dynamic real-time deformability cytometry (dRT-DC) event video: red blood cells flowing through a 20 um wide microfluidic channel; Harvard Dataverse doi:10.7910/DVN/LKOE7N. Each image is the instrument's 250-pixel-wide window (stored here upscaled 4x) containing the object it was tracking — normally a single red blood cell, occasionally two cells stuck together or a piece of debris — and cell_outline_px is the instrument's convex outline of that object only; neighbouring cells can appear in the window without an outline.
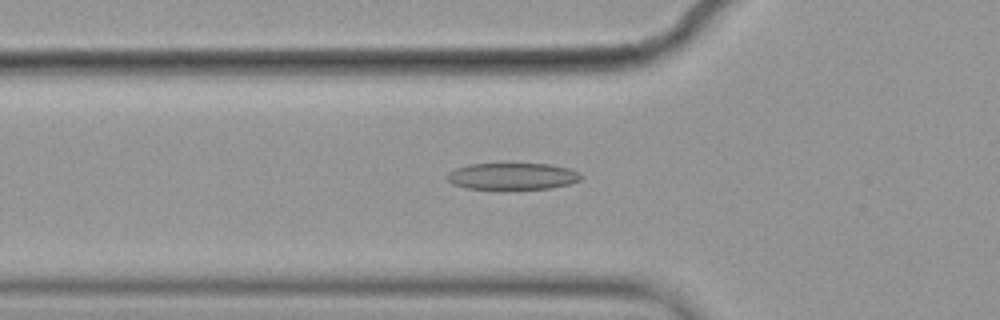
{"species": "common noctule bat (a hibernating species)", "species_latin": "Nyctalus noctula", "temperature_condition": "cold", "stored_images_in_passage": 50, "camera_frame_rate_fps": 3000, "um_per_image_px": 0.085, "animal": {"sex": "female", "body_mass_g": 19.9}, "frame": {"image": 1, "passage_image": 12, "time_ms": 3.667, "image_size_px": [1000, 320], "cell_outline_px": [[580, 180], [572, 184], [552, 188], [508, 192], [500, 192], [468, 188], [452, 184], [444, 176], [448, 172], [456, 168], [468, 164], [508, 160], [552, 164], [572, 168], [580, 172]], "centroid_in_image_um": [43.55, 14.97], "position_along_channel_um": 82.3, "area_um2": 23.35}}
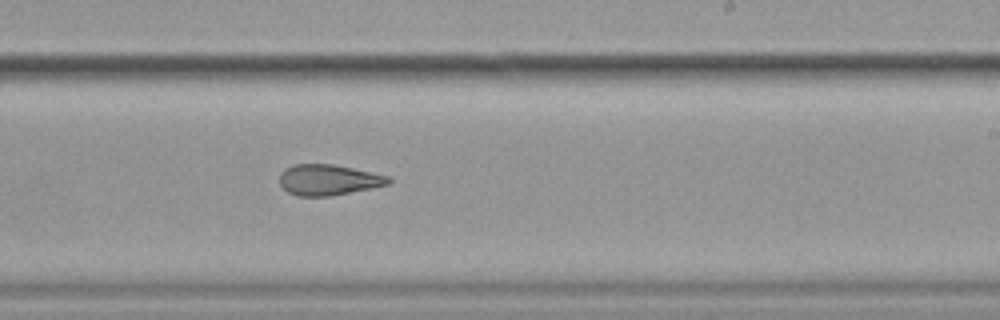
{"frame": {"image": 2, "passage_image": 27, "time_ms": 8.667, "image_size_px": [1000, 320], "cell_outline_px": [[392, 180], [388, 184], [372, 188], [332, 196], [296, 196], [288, 192], [280, 184], [280, 172], [284, 168], [296, 164], [332, 164], [352, 168], [388, 176]], "centroid_in_image_um": [27.89, 15.29], "position_along_channel_um": 261.1, "area_um2": 19.48}}
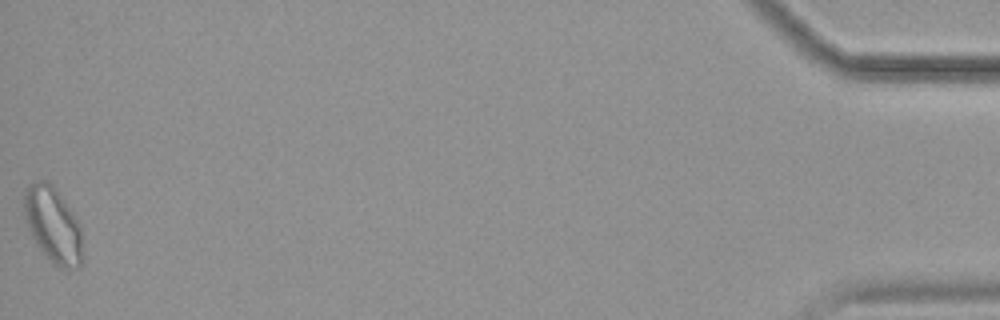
{"frame": {"image": 3, "passage_image": 50, "time_ms": 16.333, "image_size_px": [1000, 320], "cell_outline_px": [[84, 260], [76, 268], [60, 268], [52, 264], [44, 256], [36, 244], [28, 228], [24, 216], [24, 192], [36, 180], [48, 180], [52, 184], [76, 220], [80, 228], [84, 256]], "centroid_in_image_um": [4.5, 19.18], "position_along_channel_um": 430.7, "area_um2": 25.66}, "authors_computed_cell_mechanics": {"area_um2": 19.9988, "velocity_mm_per_s": 3.5589, "shape_relaxation_time_tau1_ms": null, "shape_relaxation_time_tau2_ms": 1.9272, "deformation_change_tau1": null, "deformation_change_tau2": 0.0888}}